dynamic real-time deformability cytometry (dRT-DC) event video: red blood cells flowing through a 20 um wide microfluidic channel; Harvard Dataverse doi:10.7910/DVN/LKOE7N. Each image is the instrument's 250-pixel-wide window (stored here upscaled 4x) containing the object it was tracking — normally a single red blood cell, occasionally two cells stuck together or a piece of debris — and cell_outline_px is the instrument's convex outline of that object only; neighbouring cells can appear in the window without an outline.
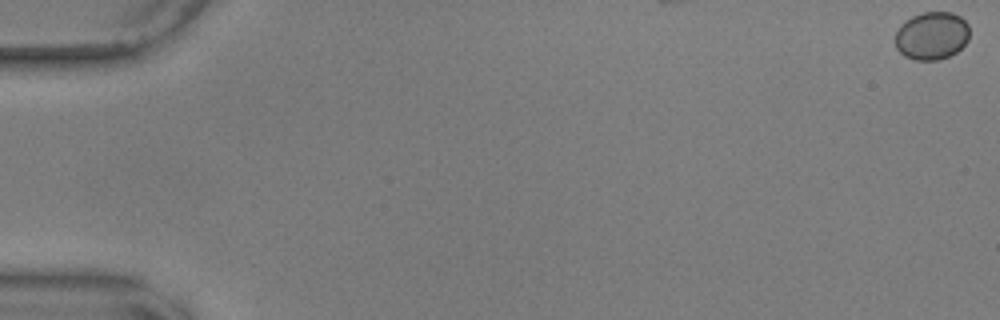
{"species": "common noctule bat (a hibernating species)", "species_latin": "Nyctalus noctula", "temperature_condition": "warm", "stored_images_in_passage": 9, "camera_frame_rate_fps": 3000, "um_per_image_px": 0.085, "animal": {"sex": "male", "body_mass_g": 17.9, "forearm_length_mm": 54.2}, "frame": {"image": 1, "passage_image": 1, "time_ms": 0.0, "image_size_px": [1000, 320], "cell_outline_px": [[968, 40], [956, 52], [948, 56], [936, 60], [916, 60], [904, 56], [896, 48], [896, 32], [900, 24], [912, 16], [924, 12], [952, 12], [960, 16], [968, 24]], "centroid_in_image_um": [79.19, 3.03], "position_along_channel_um": 5.8, "area_um2": 20.69}}